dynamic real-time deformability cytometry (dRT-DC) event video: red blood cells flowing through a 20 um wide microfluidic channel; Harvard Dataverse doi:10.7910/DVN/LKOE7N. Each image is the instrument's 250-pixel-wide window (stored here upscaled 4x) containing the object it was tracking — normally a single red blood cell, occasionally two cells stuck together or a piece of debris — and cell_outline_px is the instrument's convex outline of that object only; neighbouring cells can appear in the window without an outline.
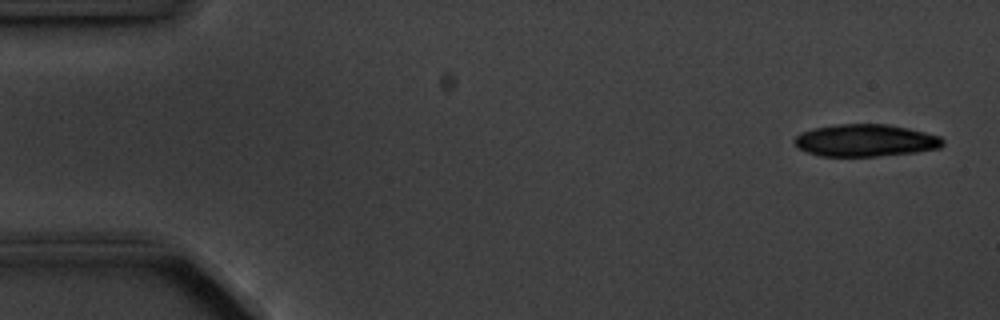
{"species": "common noctule bat (a hibernating species)", "species_latin": "Nyctalus noctula", "temperature_condition": "cold", "stored_images_in_passage": 6, "camera_frame_rate_fps": 3000, "um_per_image_px": 0.085, "animal": {"sex": "male", "body_mass_g": 20.1, "forearm_length_mm": 53.5}, "frame": {"image": 1, "passage_image": 1, "time_ms": 0.0, "image_size_px": [1000, 320], "cell_outline_px": [[944, 144], [940, 148], [916, 152], [876, 156], [820, 156], [808, 152], [800, 148], [792, 140], [800, 132], [816, 128], [840, 124], [884, 124], [908, 128], [940, 136], [944, 140]], "centroid_in_image_um": [73.58, 11.94], "position_along_channel_um": 11.4, "area_um2": 27.69}}